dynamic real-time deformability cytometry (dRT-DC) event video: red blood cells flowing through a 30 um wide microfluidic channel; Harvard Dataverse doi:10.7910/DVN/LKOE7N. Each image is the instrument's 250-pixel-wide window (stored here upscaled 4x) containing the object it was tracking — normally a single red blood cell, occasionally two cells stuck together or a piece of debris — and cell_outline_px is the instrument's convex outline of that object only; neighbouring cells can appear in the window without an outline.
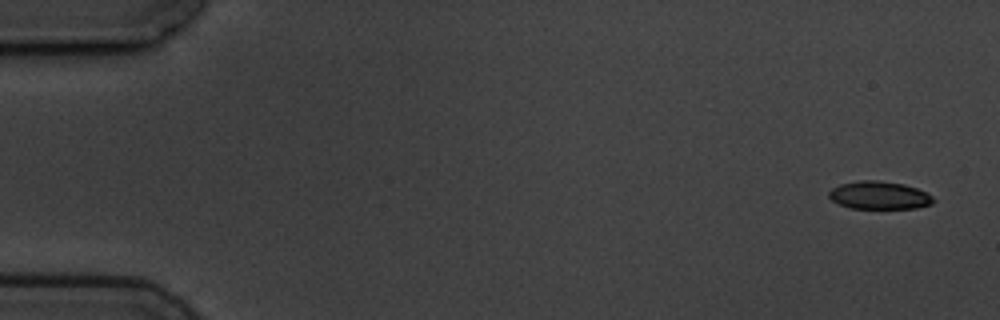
{"species": "common noctule bat (a hibernating species)", "species_latin": "Nyctalus noctula", "temperature_condition": "cold", "stored_images_in_passage": 5, "camera_frame_rate_fps": 3000, "um_per_image_px": 0.085, "animal": {"sex": "male", "body_mass_g": 19.5, "forearm_length_mm": 54.6}, "frame": {"image": 1, "passage_image": 1, "time_ms": 0.0, "image_size_px": [1000, 320], "cell_outline_px": [[936, 200], [932, 204], [916, 208], [852, 208], [840, 204], [832, 200], [828, 196], [828, 192], [832, 188], [840, 184], [860, 180], [880, 180], [904, 184], [916, 188], [932, 196]], "centroid_in_image_um": [74.74, 16.59], "position_along_channel_um": 10.3, "area_um2": 16.94}}
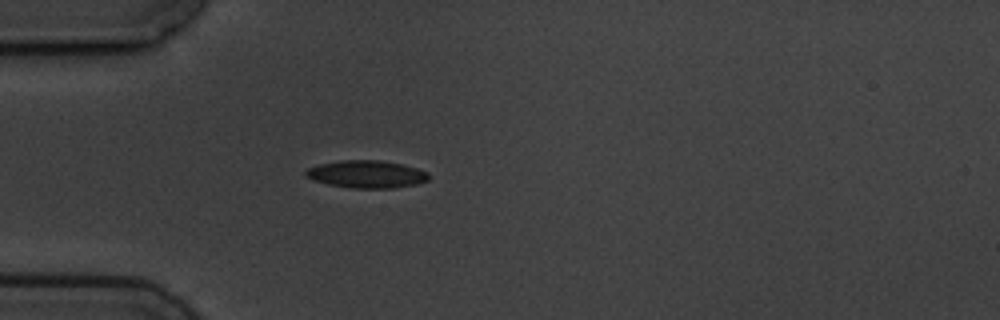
{"frame": {"image": 2, "passage_image": 5, "time_ms": 4.667, "image_size_px": [1000, 320], "cell_outline_px": [[428, 180], [416, 184], [392, 188], [352, 188], [328, 184], [312, 180], [304, 176], [304, 172], [308, 168], [320, 164], [340, 160], [380, 160], [404, 164], [428, 172]], "centroid_in_image_um": [31.14, 14.8], "position_along_channel_um": 53.9, "area_um2": 19.77}}